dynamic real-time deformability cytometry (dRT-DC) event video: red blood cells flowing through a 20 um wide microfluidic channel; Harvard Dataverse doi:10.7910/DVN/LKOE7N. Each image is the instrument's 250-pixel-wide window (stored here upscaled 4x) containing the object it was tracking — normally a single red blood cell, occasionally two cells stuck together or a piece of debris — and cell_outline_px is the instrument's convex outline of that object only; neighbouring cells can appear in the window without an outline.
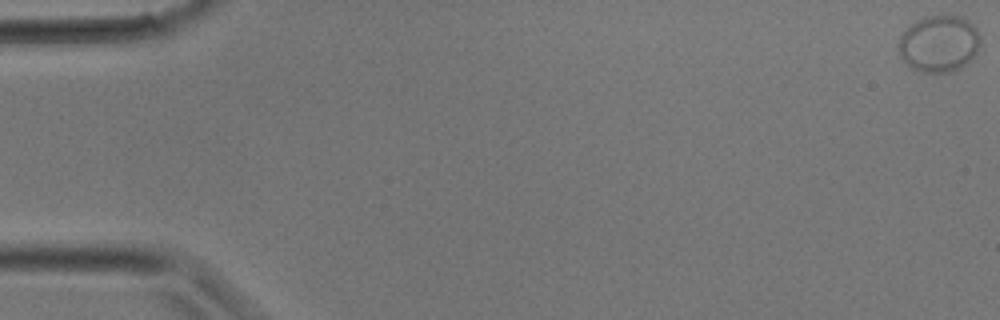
{"species": "common noctule bat (a hibernating species)", "species_latin": "Nyctalus noctula", "temperature_condition": "room temperature", "stored_images_in_passage": 34, "camera_frame_rate_fps": 3000, "um_per_image_px": 0.085, "animal": {"sex": "male", "body_mass_g": 17.9}, "frame": {"image": 1, "passage_image": 1, "time_ms": 0.0, "image_size_px": [1000, 320], "cell_outline_px": [[980, 44], [976, 52], [960, 68], [952, 72], [916, 72], [900, 56], [896, 44], [900, 36], [916, 20], [924, 16], [960, 16], [968, 20], [976, 28], [980, 36]], "centroid_in_image_um": [79.79, 3.71], "position_along_channel_um": 5.2, "area_um2": 26.99}}
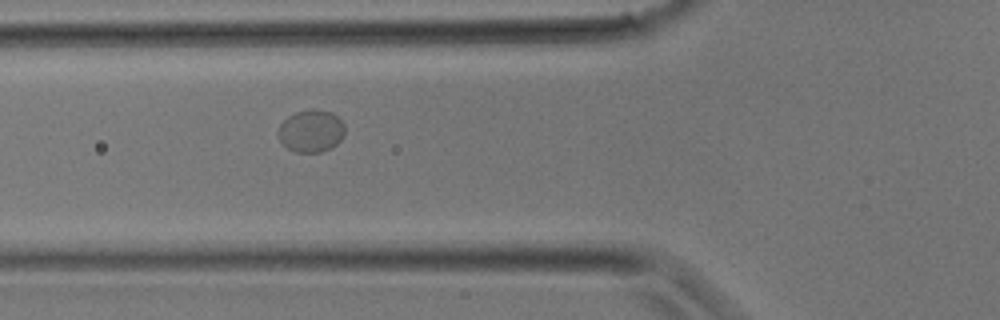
{"frame": {"image": 2, "passage_image": 13, "time_ms": 4.0, "image_size_px": [1000, 320], "cell_outline_px": [[344, 136], [332, 148], [320, 152], [296, 152], [288, 148], [276, 136], [276, 132], [280, 124], [288, 116], [296, 112], [312, 108], [316, 108], [332, 112], [344, 124]], "centroid_in_image_um": [26.43, 11.12], "position_along_channel_um": 99.4, "area_um2": 16.65}}
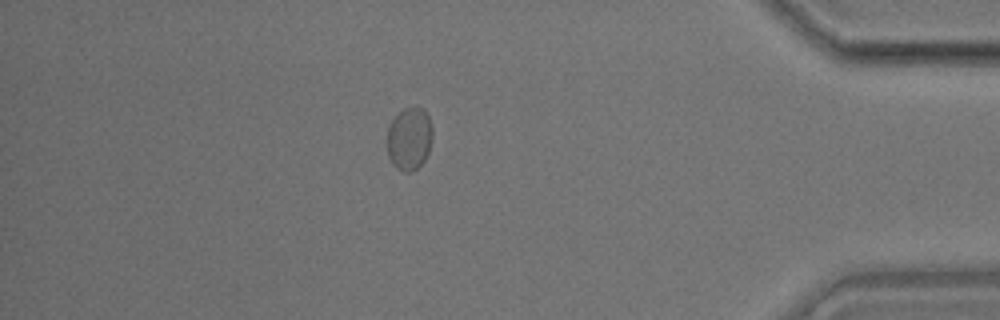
{"frame": {"image": 3, "passage_image": 30, "time_ms": 9.667, "image_size_px": [1000, 320], "cell_outline_px": [[432, 140], [428, 152], [424, 160], [416, 168], [408, 172], [404, 172], [396, 168], [392, 164], [388, 156], [388, 124], [404, 108], [416, 104], [428, 116], [432, 124]], "centroid_in_image_um": [34.79, 11.77], "position_along_channel_um": 400.4, "area_um2": 16.65}}